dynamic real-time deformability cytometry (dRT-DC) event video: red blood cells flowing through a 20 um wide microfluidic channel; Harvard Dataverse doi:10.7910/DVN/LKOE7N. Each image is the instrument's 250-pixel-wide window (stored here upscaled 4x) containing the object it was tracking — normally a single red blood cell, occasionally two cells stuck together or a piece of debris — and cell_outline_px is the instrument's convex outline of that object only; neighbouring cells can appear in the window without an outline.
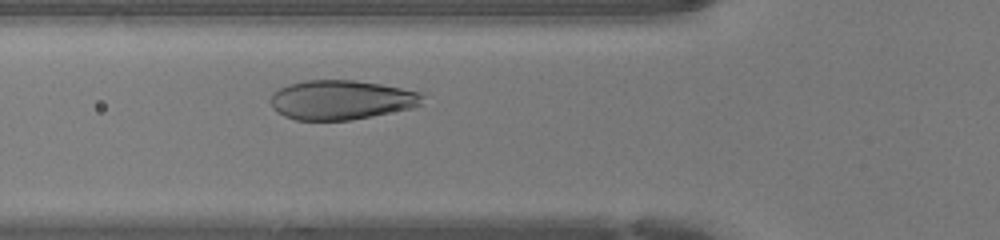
{"species": "human", "species_latin": "Homo sapiens", "temperature_condition": "warm", "stored_images_in_passage": 31, "camera_frame_rate_fps": 3000, "um_per_image_px": 0.085, "donor": {"sex": "female"}, "frame": {"image": 1, "passage_image": 9, "time_ms": 2.667, "image_size_px": [1000, 240], "cell_outline_px": [[424, 96], [420, 104], [412, 108], [352, 120], [296, 120], [284, 116], [276, 112], [272, 108], [272, 92], [288, 84], [304, 80], [356, 80], [380, 84], [424, 92]], "centroid_in_image_um": [29.01, 8.49], "position_along_channel_um": 96.8, "area_um2": 35.08}}
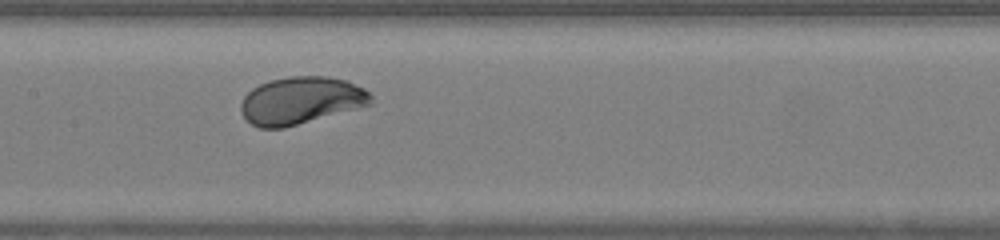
{"frame": {"image": 2, "passage_image": 15, "time_ms": 4.667, "image_size_px": [1000, 240], "cell_outline_px": [[372, 104], [284, 128], [260, 128], [252, 124], [240, 112], [240, 104], [244, 96], [252, 88], [260, 84], [272, 80], [288, 76], [328, 76], [348, 80], [364, 88], [372, 96]], "centroid_in_image_um": [25.58, 8.53], "position_along_channel_um": 181.8, "area_um2": 35.89}}
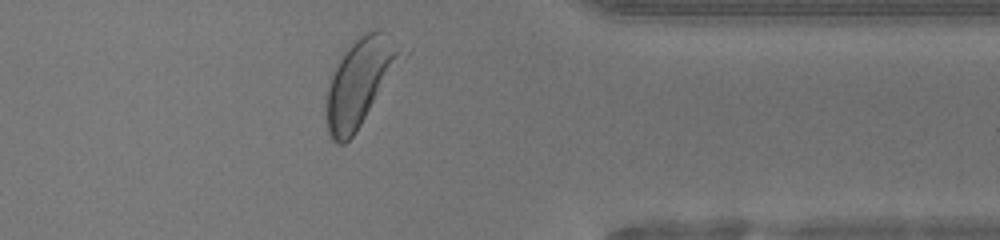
{"frame": {"image": 3, "passage_image": 30, "time_ms": 9.667, "image_size_px": [1000, 240], "cell_outline_px": [[396, 52], [356, 132], [344, 144], [336, 144], [332, 140], [328, 132], [324, 120], [324, 96], [332, 76], [340, 60], [348, 48], [360, 36], [376, 28], [380, 28]], "centroid_in_image_um": [30.26, 7.14], "position_along_channel_um": 381.1, "area_um2": 33.76}, "authors_computed_cell_mechanics": {"area_um2": 35.8938, "velocity_mm_per_s": 4.2485, "shape_relaxation_time_tau1_ms": 1.9666, "shape_relaxation_time_tau2_ms": null, "deformation_change_tau1": 0.1513, "deformation_change_tau2": null}}